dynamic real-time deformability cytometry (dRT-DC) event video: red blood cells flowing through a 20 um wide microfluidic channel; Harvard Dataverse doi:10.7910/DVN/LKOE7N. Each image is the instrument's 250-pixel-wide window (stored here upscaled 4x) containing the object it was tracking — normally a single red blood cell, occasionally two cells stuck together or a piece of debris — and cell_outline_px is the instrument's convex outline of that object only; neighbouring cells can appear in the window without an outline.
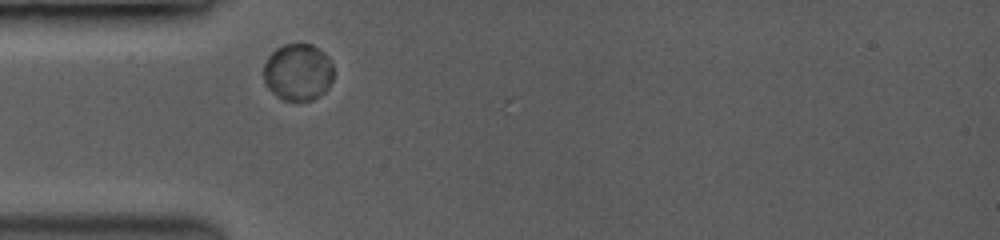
{"species": "common noctule bat (a hibernating species)", "species_latin": "Nyctalus noctula", "temperature_condition": "room temperature", "stored_images_in_passage": 5, "camera_frame_rate_fps": 3500, "um_per_image_px": 0.085, "animal": {"sex": "female", "body_mass_g": 19.0, "forearm_length_mm": 53.3}, "frame": {"image": 1, "passage_image": 2, "time_ms": 0.571, "image_size_px": [1000, 240], "cell_outline_px": [[332, 80], [328, 88], [324, 92], [312, 100], [284, 100], [276, 96], [268, 88], [264, 80], [264, 64], [268, 56], [276, 48], [284, 44], [312, 44], [320, 48], [328, 56], [332, 64]], "centroid_in_image_um": [25.33, 6.11], "position_along_channel_um": 59.7, "area_um2": 23.29}}
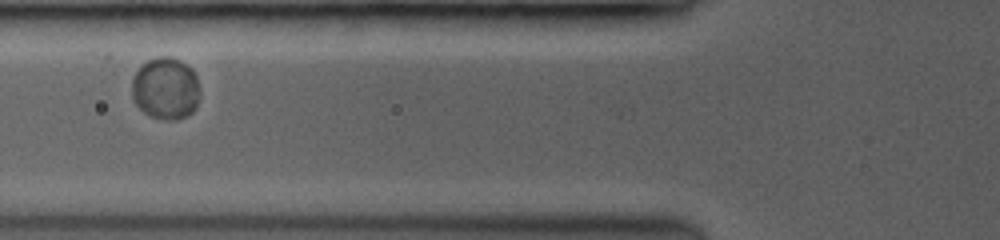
{"frame": {"image": 2, "passage_image": 4, "time_ms": 2.0, "image_size_px": [1000, 240], "cell_outline_px": [[196, 104], [192, 112], [176, 120], [168, 120], [152, 116], [144, 112], [136, 104], [132, 96], [132, 80], [140, 64], [148, 60], [160, 56], [172, 56], [188, 64], [192, 68], [196, 76]], "centroid_in_image_um": [14.03, 7.48], "position_along_channel_um": 111.8, "area_um2": 24.28}}